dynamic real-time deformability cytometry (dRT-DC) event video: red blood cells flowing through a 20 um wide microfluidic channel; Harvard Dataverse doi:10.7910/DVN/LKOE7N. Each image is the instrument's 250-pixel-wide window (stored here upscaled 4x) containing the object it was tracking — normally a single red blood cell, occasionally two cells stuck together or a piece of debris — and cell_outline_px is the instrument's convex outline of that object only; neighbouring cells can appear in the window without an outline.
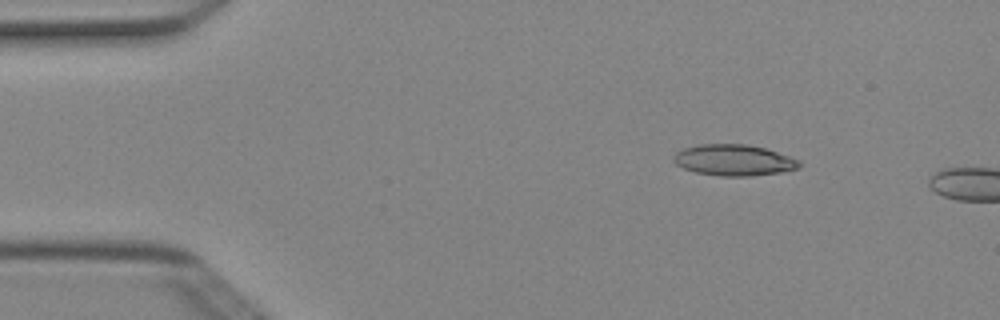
{"species": "Egyptian fruit bat (a non-hibernating species)", "species_latin": "Rousettus aegyptiacus", "temperature_condition": "cold", "stored_images_in_passage": 3, "camera_frame_rate_fps": 3000, "um_per_image_px": 0.085, "animal": {"sex": "female"}, "frame": {"image": 1, "passage_image": 2, "time_ms": 0.333, "image_size_px": [1000, 320], "cell_outline_px": [[800, 168], [780, 172], [748, 176], [720, 176], [696, 172], [684, 168], [676, 164], [672, 160], [672, 156], [676, 152], [684, 148], [700, 144], [748, 144], [764, 148], [800, 160]], "centroid_in_image_um": [62.35, 13.61], "position_along_channel_um": 22.6, "area_um2": 22.72}}